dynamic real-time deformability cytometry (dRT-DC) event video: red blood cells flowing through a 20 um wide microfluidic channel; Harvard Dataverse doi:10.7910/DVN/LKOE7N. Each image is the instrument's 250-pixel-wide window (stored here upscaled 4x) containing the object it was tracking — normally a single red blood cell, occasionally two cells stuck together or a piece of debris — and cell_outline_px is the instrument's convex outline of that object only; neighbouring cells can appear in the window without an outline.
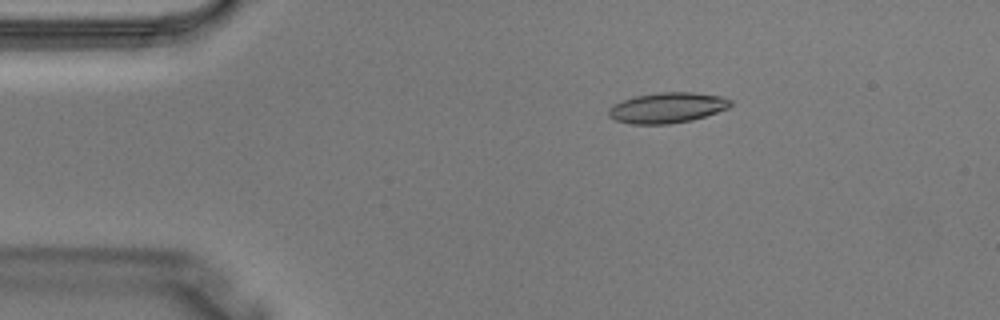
{"species": "Egyptian fruit bat (a non-hibernating species)", "species_latin": "Rousettus aegyptiacus", "temperature_condition": "warm", "stored_images_in_passage": 2, "camera_frame_rate_fps": 3000, "um_per_image_px": 0.085, "animal": {"sex": "male"}, "frame": {"image": 1, "passage_image": 2, "time_ms": 0.333, "image_size_px": [1000, 320], "cell_outline_px": [[732, 104], [728, 108], [692, 120], [668, 124], [632, 124], [616, 120], [608, 116], [608, 108], [612, 104], [632, 96], [656, 92], [692, 92], [720, 96], [732, 100]], "centroid_in_image_um": [56.67, 9.15], "position_along_channel_um": 28.3, "area_um2": 21.79}}